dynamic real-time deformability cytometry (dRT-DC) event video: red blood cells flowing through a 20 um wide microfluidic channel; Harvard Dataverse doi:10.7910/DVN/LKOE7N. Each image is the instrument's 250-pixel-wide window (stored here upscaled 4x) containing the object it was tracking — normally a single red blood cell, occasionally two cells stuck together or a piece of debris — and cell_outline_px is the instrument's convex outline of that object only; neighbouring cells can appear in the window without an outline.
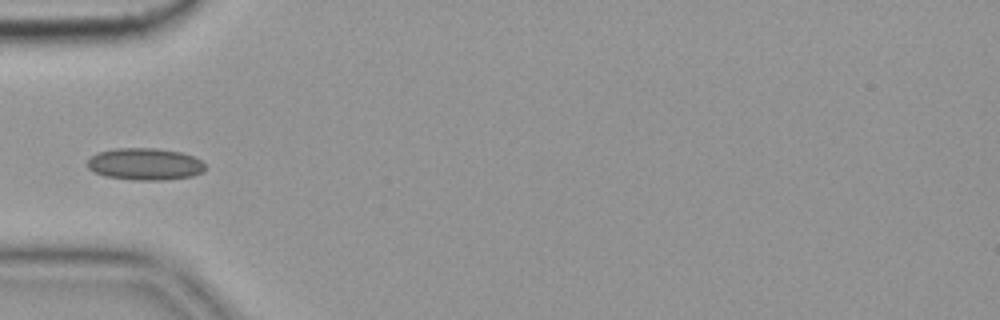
{"species": "common noctule bat (a hibernating species)", "species_latin": "Nyctalus noctula", "temperature_condition": "cold", "stored_images_in_passage": 6, "camera_frame_rate_fps": 3000, "um_per_image_px": 0.085, "animal": {"sex": "female", "body_mass_g": 19.9}, "frame": {"image": 1, "passage_image": 6, "time_ms": 1.667, "image_size_px": [1000, 320], "cell_outline_px": [[204, 172], [192, 176], [164, 180], [132, 180], [104, 176], [92, 172], [84, 164], [96, 152], [116, 148], [156, 148], [180, 152], [192, 156], [200, 160], [204, 164]], "centroid_in_image_um": [12.26, 13.95], "position_along_channel_um": 72.7, "area_um2": 22.2}}